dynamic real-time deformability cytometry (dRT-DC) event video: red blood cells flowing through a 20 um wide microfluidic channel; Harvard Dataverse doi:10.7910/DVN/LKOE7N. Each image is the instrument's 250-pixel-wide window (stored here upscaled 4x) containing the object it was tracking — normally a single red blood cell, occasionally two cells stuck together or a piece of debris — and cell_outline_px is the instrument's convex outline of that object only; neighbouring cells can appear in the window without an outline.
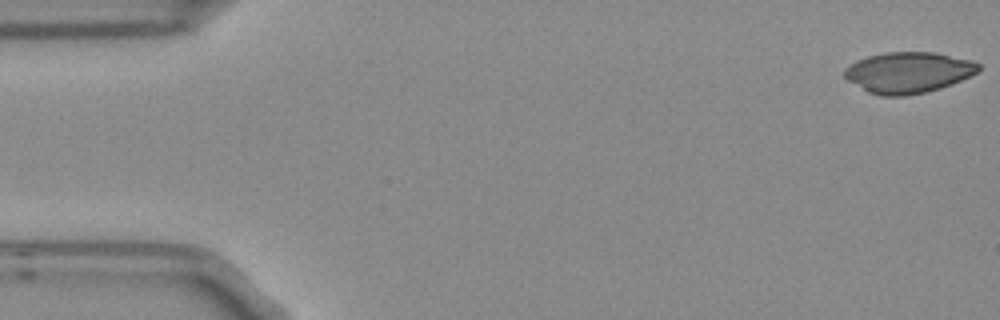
{"species": "Egyptian fruit bat (a non-hibernating species)", "species_latin": "Rousettus aegyptiacus", "temperature_condition": "room temperature", "stored_images_in_passage": 6, "segment_of_instrument_passage": [1, 2], "camera_frame_rate_fps": 3000, "um_per_image_px": 0.085, "frame": {"image": 1, "passage_image": 1, "time_ms": 0.0, "image_size_px": [1000, 320], "cell_outline_px": [[980, 68], [976, 72], [952, 84], [940, 88], [924, 92], [904, 96], [880, 96], [868, 92], [848, 80], [844, 76], [844, 68], [856, 60], [868, 56], [884, 52], [936, 52], [972, 60], [980, 64]], "centroid_in_image_um": [77.18, 6.15], "position_along_channel_um": 7.8, "area_um2": 31.96}}